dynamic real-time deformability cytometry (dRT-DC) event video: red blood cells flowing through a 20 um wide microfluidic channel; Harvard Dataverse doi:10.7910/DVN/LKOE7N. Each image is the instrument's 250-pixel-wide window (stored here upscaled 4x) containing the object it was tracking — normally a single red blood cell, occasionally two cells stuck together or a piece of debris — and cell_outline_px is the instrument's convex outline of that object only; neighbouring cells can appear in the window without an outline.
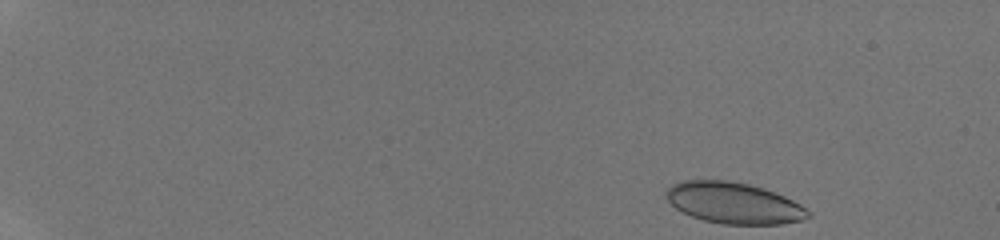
{"species": "human", "species_latin": "Homo sapiens", "temperature_condition": "room temperature", "stored_images_in_passage": 41, "camera_frame_rate_fps": 3000, "um_per_image_px": 0.085, "donor": {"sex": "male"}, "frame": {"image": 1, "passage_image": 1, "time_ms": 0.0, "image_size_px": [1000, 240], "cell_outline_px": [[812, 216], [800, 220], [780, 224], [720, 224], [704, 220], [692, 216], [676, 208], [668, 200], [664, 192], [672, 184], [680, 180], [728, 180], [748, 184], [764, 188], [784, 196], [800, 204], [812, 212]], "centroid_in_image_um": [62.37, 17.25], "position_along_channel_um": 22.6, "area_um2": 34.1}}
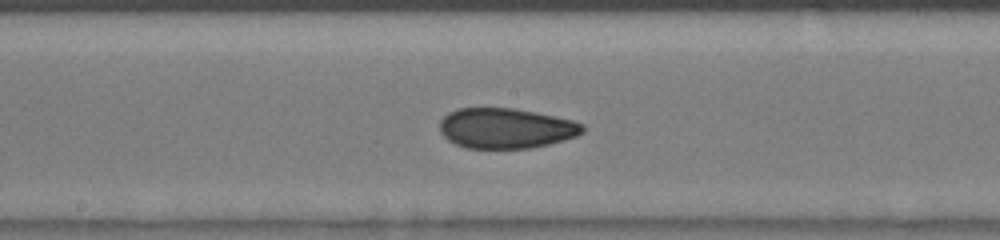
{"frame": {"image": 2, "passage_image": 23, "time_ms": 7.333, "image_size_px": [1000, 240], "cell_outline_px": [[584, 132], [576, 136], [564, 140], [532, 148], [464, 148], [448, 140], [440, 132], [440, 120], [448, 112], [456, 108], [512, 108], [572, 120], [584, 124]], "centroid_in_image_um": [42.97, 10.9], "position_along_channel_um": 205.2, "area_um2": 33.47}}
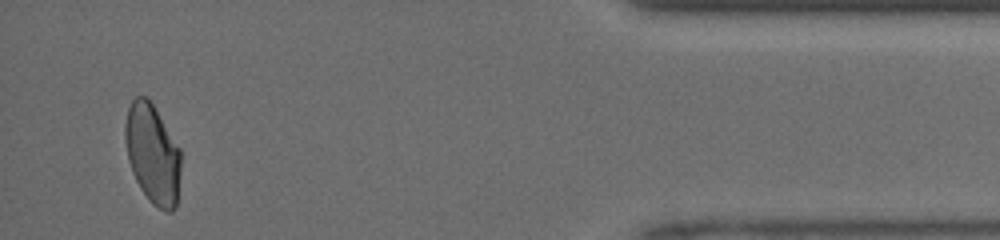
{"frame": {"image": 3, "passage_image": 40, "time_ms": 13.0, "image_size_px": [1000, 240], "cell_outline_px": [[180, 172], [176, 208], [172, 212], [164, 212], [156, 208], [152, 204], [140, 188], [132, 172], [128, 160], [124, 140], [124, 124], [128, 108], [132, 100], [136, 96], [148, 96], [180, 148]], "centroid_in_image_um": [12.96, 13.09], "position_along_channel_um": 422.2, "area_um2": 32.71}}